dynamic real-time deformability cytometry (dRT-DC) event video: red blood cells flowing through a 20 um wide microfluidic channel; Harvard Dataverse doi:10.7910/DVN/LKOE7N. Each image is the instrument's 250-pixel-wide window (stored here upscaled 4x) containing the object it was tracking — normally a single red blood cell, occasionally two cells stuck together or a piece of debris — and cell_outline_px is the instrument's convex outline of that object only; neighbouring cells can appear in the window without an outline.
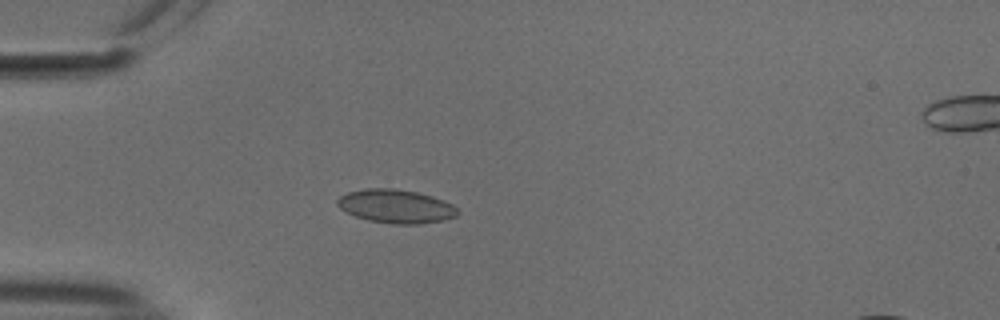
{"species": "common noctule bat (a hibernating species)", "species_latin": "Nyctalus noctula", "temperature_condition": "cold", "stored_images_in_passage": 47, "camera_frame_rate_fps": 3000, "um_per_image_px": 0.085, "animal": {"sex": "male", "body_mass_g": 18.8}, "frame": {"image": 1, "passage_image": 12, "time_ms": 3.667, "image_size_px": [1000, 320], "cell_outline_px": [[460, 212], [456, 216], [444, 220], [420, 224], [392, 224], [368, 220], [356, 216], [340, 208], [336, 204], [336, 200], [340, 196], [348, 192], [368, 188], [392, 188], [416, 192], [432, 196], [444, 200], [452, 204]], "centroid_in_image_um": [33.66, 17.54], "position_along_channel_um": 51.3, "area_um2": 23.52}}
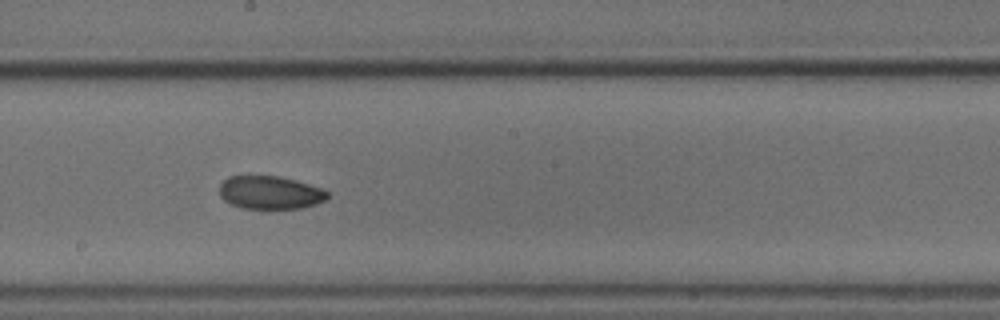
{"frame": {"image": 2, "passage_image": 27, "time_ms": 8.667, "image_size_px": [1000, 320], "cell_outline_px": [[328, 196], [324, 200], [316, 204], [304, 208], [240, 208], [224, 200], [220, 196], [220, 184], [228, 176], [276, 176], [296, 180], [324, 188], [328, 192]], "centroid_in_image_um": [22.97, 16.36], "position_along_channel_um": 225.2, "area_um2": 20.87}}
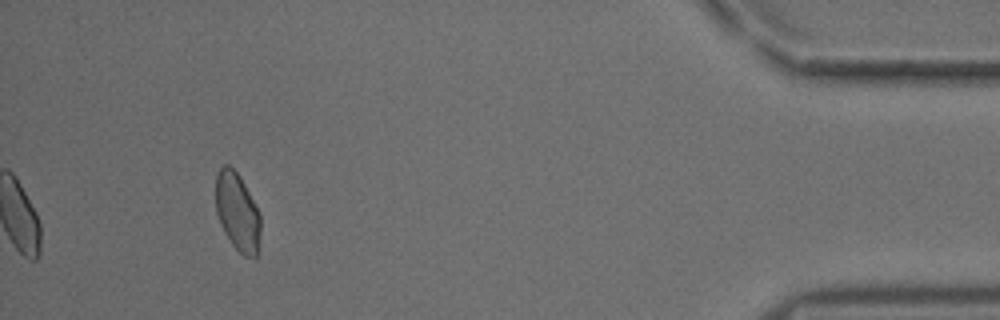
{"frame": {"image": 3, "passage_image": 47, "time_ms": 15.333, "image_size_px": [1000, 320], "cell_outline_px": [[260, 228], [256, 256], [244, 256], [232, 244], [224, 232], [216, 212], [216, 176], [220, 168], [224, 164], [228, 164], [240, 176], [260, 216]], "centroid_in_image_um": [20.15, 17.99], "position_along_channel_um": 415.1, "area_um2": 19.88}, "authors_computed_cell_mechanics": {"area_um2": 21.386, "velocity_mm_per_s": 3.7313, "shape_relaxation_time_tau1_ms": null, "shape_relaxation_time_tau2_ms": 3.1733, "deformation_change_tau1": null, "deformation_change_tau2": 0.0353}}